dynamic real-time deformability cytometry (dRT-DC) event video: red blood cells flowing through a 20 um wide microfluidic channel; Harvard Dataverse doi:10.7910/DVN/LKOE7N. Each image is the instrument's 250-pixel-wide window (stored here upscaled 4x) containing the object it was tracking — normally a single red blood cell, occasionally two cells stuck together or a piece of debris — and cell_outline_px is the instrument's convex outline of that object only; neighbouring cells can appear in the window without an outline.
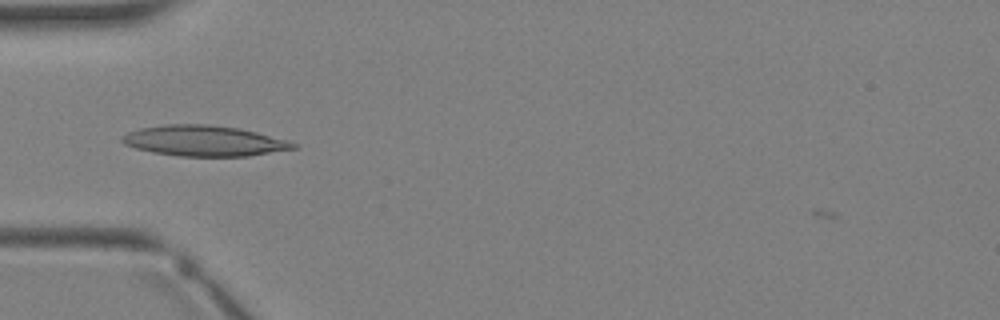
{"species": "Egyptian fruit bat (a non-hibernating species)", "species_latin": "Rousettus aegyptiacus", "temperature_condition": "warm", "stored_images_in_passage": 1, "camera_frame_rate_fps": 3000, "um_per_image_px": 0.085, "animal": {"sex": "female"}, "frame": {"image": 1, "passage_image": 1, "time_ms": 0.0, "image_size_px": [1000, 320], "cell_outline_px": [[300, 148], [248, 156], [180, 156], [152, 152], [136, 148], [124, 144], [120, 140], [120, 136], [128, 132], [140, 128], [164, 124], [208, 124], [240, 128], [288, 140], [296, 144]], "centroid_in_image_um": [17.35, 11.96], "position_along_channel_um": 67.7, "area_um2": 30.69}}